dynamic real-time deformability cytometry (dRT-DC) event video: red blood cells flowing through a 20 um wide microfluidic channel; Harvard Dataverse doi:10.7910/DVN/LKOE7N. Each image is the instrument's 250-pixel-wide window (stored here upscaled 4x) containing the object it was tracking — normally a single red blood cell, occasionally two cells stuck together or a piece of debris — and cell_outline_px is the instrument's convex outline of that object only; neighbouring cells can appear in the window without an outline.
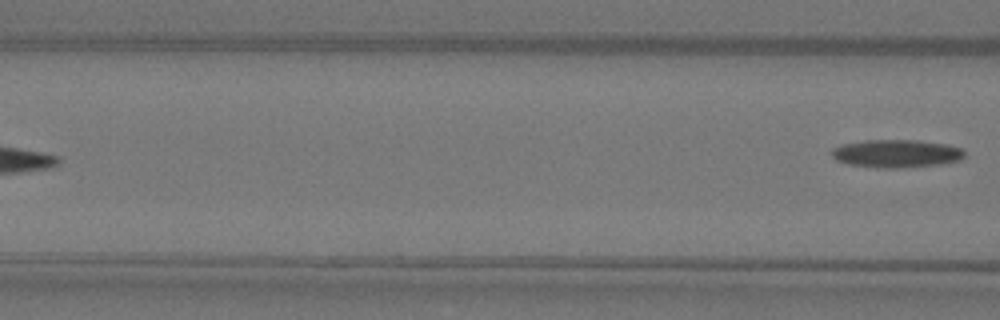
{"species": "Egyptian fruit bat (a non-hibernating species)", "species_latin": "Rousettus aegyptiacus", "temperature_condition": "warm", "stored_images_in_passage": 6, "camera_frame_rate_fps": 3000, "um_per_image_px": 0.085, "animal": {"sex": "female"}, "frame": {"image": 1, "passage_image": 6, "time_ms": 1.667, "image_size_px": [1000, 320], "cell_outline_px": [[964, 156], [960, 160], [940, 164], [896, 168], [876, 168], [848, 164], [836, 160], [832, 156], [832, 148], [840, 144], [864, 140], [916, 140], [948, 144], [960, 148], [964, 152]], "centroid_in_image_um": [76.16, 13.05], "position_along_channel_um": 90.4, "area_um2": 21.73}}